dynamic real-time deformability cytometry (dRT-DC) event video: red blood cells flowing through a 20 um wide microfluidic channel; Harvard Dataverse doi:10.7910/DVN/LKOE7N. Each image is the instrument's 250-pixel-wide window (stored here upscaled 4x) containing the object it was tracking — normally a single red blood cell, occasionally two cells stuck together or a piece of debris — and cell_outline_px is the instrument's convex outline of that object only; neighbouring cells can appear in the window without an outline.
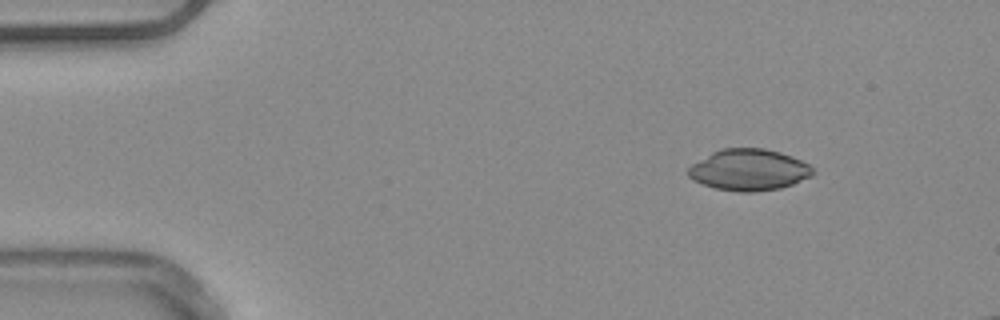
{"species": "common noctule bat (a hibernating species)", "species_latin": "Nyctalus noctula", "temperature_condition": "warm", "stored_images_in_passage": 11, "camera_frame_rate_fps": 3000, "um_per_image_px": 0.085, "animal": {"sex": "male", "body_mass_g": 20.4}, "frame": {"image": 1, "passage_image": 1, "time_ms": 0.0, "image_size_px": [1000, 320], "cell_outline_px": [[816, 172], [812, 176], [792, 184], [780, 188], [756, 192], [740, 192], [716, 188], [692, 180], [688, 176], [688, 168], [692, 164], [712, 152], [720, 148], [764, 148], [780, 152], [792, 156], [808, 164]], "centroid_in_image_um": [63.66, 14.43], "position_along_channel_um": 21.3, "area_um2": 30.06}}